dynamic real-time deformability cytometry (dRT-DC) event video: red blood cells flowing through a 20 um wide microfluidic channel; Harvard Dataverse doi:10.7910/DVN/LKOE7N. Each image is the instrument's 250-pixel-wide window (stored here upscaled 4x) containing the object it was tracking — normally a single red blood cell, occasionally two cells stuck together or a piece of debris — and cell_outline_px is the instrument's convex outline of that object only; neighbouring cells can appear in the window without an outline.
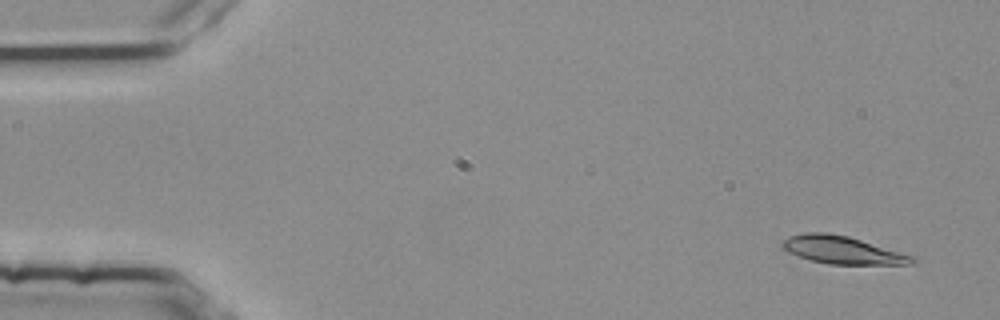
{"species": "common noctule bat (a hibernating species)", "species_latin": "Nyctalus noctula", "temperature_condition": "room temperature", "stored_images_in_passage": 4, "camera_frame_rate_fps": 3000, "um_per_image_px": 0.085, "animal": {"sex": "female", "body_mass_g": 25.1}, "frame": {"image": 1, "passage_image": 1, "time_ms": 0.0, "image_size_px": [1000, 320], "cell_outline_px": [[916, 260], [912, 264], [828, 264], [812, 260], [788, 252], [780, 248], [780, 244], [788, 236], [804, 232], [828, 232], [848, 236], [916, 256]], "centroid_in_image_um": [71.59, 21.24], "position_along_channel_um": 13.4, "area_um2": 21.1}}